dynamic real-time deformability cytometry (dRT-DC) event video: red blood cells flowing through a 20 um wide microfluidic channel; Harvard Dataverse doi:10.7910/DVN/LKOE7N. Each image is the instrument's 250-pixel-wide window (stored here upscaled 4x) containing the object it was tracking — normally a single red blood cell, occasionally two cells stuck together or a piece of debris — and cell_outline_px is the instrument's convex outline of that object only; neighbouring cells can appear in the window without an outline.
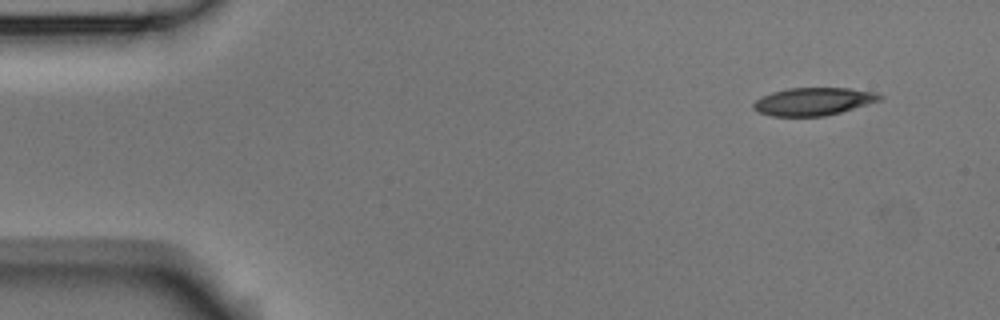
{"species": "Egyptian fruit bat (a non-hibernating species)", "species_latin": "Rousettus aegyptiacus", "temperature_condition": "room temperature", "stored_images_in_passage": 4, "camera_frame_rate_fps": 3000, "um_per_image_px": 0.085, "animal": {"sex": "male"}, "frame": {"image": 1, "passage_image": 1, "time_ms": 0.0, "image_size_px": [1000, 320], "cell_outline_px": [[884, 96], [880, 100], [840, 112], [824, 116], [772, 116], [760, 112], [752, 108], [752, 104], [756, 100], [772, 92], [788, 88], [848, 88], [876, 92]], "centroid_in_image_um": [69.14, 8.62], "position_along_channel_um": 15.9, "area_um2": 20.23}}
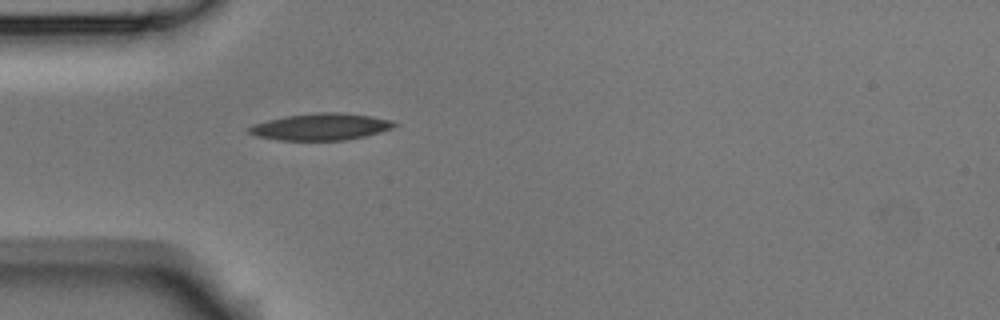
{"frame": {"image": 2, "passage_image": 4, "time_ms": 1.0, "image_size_px": [1000, 320], "cell_outline_px": [[396, 124], [392, 128], [380, 132], [364, 136], [344, 140], [280, 140], [256, 136], [248, 132], [248, 128], [252, 124], [268, 120], [288, 116], [316, 112], [340, 112], [368, 116], [392, 120]], "centroid_in_image_um": [27.25, 10.77], "position_along_channel_um": 57.8, "area_um2": 22.43}}